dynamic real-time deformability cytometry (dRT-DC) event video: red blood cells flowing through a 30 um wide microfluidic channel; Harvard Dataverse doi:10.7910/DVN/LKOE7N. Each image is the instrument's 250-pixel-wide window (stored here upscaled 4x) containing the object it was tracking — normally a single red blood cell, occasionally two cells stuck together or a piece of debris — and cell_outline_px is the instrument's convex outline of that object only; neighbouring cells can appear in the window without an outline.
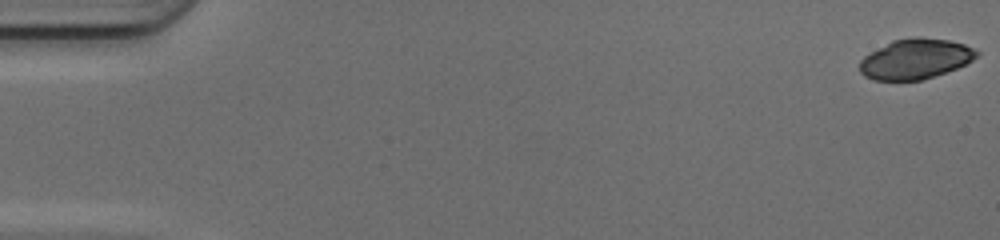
{"species": "common noctule bat (a hibernating species)", "species_latin": "Nyctalus noctula", "temperature_condition": "cold", "stored_images_in_passage": 11, "camera_frame_rate_fps": 3000, "um_per_image_px": 0.085, "animal": {"sex": "female", "body_mass_g": 17.0, "forearm_length_mm": 48.0}, "frame": {"image": 1, "passage_image": 1, "time_ms": 0.0, "image_size_px": [1000, 240], "cell_outline_px": [[980, 52], [972, 60], [956, 68], [924, 80], [872, 80], [864, 76], [860, 72], [860, 60], [864, 56], [892, 40], [948, 40], [964, 44]], "centroid_in_image_um": [77.78, 5.06], "position_along_channel_um": 7.2, "area_um2": 26.47}}